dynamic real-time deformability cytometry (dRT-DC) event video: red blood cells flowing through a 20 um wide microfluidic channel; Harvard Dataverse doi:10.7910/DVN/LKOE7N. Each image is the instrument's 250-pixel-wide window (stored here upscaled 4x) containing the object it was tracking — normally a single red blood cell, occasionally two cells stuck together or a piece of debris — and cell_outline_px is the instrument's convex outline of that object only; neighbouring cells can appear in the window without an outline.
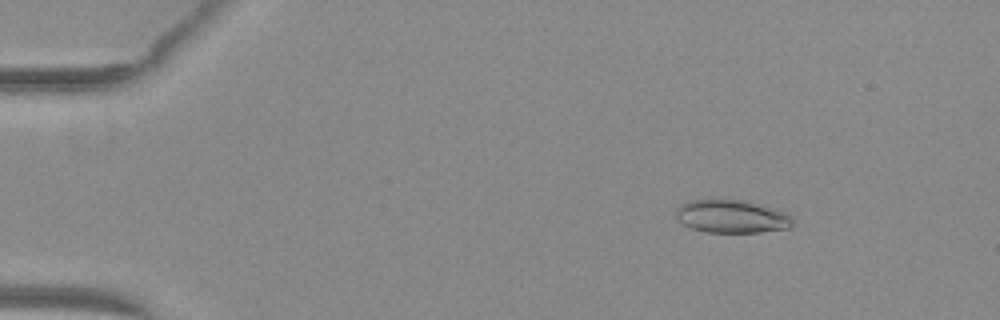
{"species": "common noctule bat (a hibernating species)", "species_latin": "Nyctalus noctula", "temperature_condition": "warm", "stored_images_in_passage": 16, "camera_frame_rate_fps": 3000, "um_per_image_px": 0.085, "animal": {"sex": "female", "body_mass_g": 29.2, "forearm_length_mm": 56.3}, "frame": {"image": 1, "passage_image": 8, "time_ms": 2.333, "image_size_px": [1000, 320], "cell_outline_px": [[792, 224], [788, 228], [760, 232], [708, 232], [692, 228], [676, 220], [676, 208], [680, 204], [692, 200], [720, 196], [744, 200], [776, 208], [788, 212], [792, 216]], "centroid_in_image_um": [62.18, 18.34], "position_along_channel_um": 22.8, "area_um2": 23.29}}